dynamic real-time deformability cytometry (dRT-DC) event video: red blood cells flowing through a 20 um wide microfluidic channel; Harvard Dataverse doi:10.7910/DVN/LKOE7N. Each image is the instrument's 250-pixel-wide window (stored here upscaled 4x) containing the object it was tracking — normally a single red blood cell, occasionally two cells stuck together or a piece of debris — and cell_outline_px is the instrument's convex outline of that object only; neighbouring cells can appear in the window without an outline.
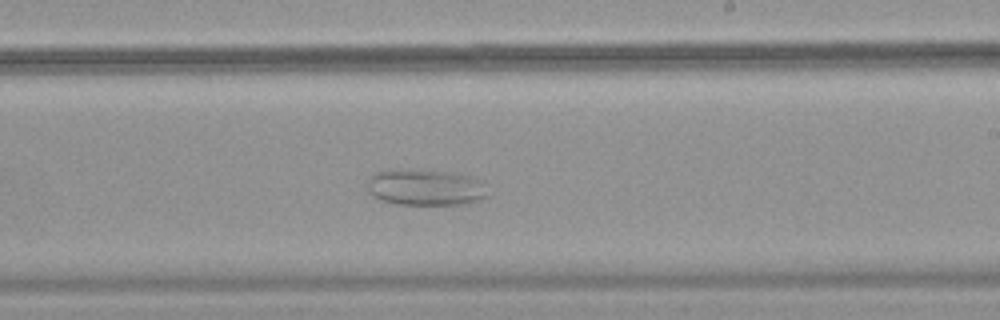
{"species": "common noctule bat (a hibernating species)", "species_latin": "Nyctalus noctula", "temperature_condition": "warm", "stored_images_in_passage": 48, "camera_frame_rate_fps": 3000, "um_per_image_px": 0.085, "animal": {"sex": "female", "body_mass_g": 18.4}, "frame": {"image": 1, "passage_image": 26, "time_ms": 8.333, "image_size_px": [1000, 320], "cell_outline_px": [[488, 196], [480, 200], [468, 204], [396, 204], [380, 200], [372, 196], [368, 188], [368, 180], [376, 172], [452, 172], [468, 176], [488, 184]], "centroid_in_image_um": [36.26, 15.99], "position_along_channel_um": 252.7, "area_um2": 24.68}}
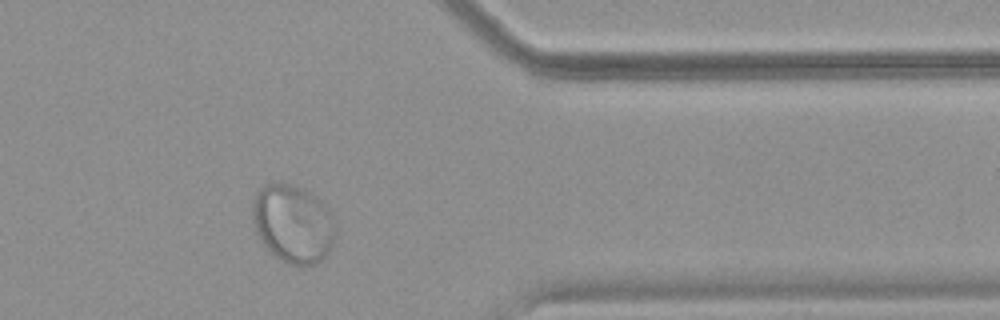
{"frame": {"image": 2, "passage_image": 38, "time_ms": 12.333, "image_size_px": [1000, 320], "cell_outline_px": [[332, 248], [324, 260], [316, 264], [300, 268], [280, 260], [260, 240], [256, 232], [252, 220], [252, 204], [256, 192], [264, 184], [280, 180], [304, 188], [324, 204], [332, 212]], "centroid_in_image_um": [24.87, 19.01], "position_along_channel_um": 386.5, "area_um2": 38.32}}
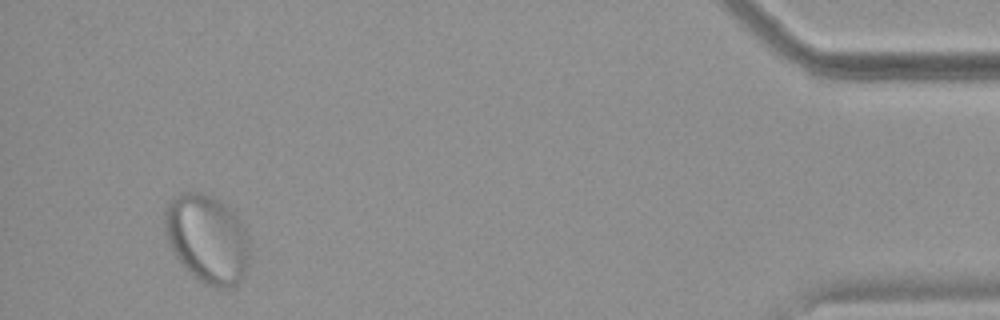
{"frame": {"image": 3, "passage_image": 45, "time_ms": 14.667, "image_size_px": [1000, 320], "cell_outline_px": [[248, 264], [244, 276], [236, 284], [224, 288], [216, 288], [204, 284], [176, 256], [172, 248], [164, 224], [164, 212], [168, 204], [176, 196], [184, 192], [200, 192], [212, 196], [232, 212], [236, 216], [248, 240]], "centroid_in_image_um": [17.61, 20.3], "position_along_channel_um": 417.6, "area_um2": 42.54}}